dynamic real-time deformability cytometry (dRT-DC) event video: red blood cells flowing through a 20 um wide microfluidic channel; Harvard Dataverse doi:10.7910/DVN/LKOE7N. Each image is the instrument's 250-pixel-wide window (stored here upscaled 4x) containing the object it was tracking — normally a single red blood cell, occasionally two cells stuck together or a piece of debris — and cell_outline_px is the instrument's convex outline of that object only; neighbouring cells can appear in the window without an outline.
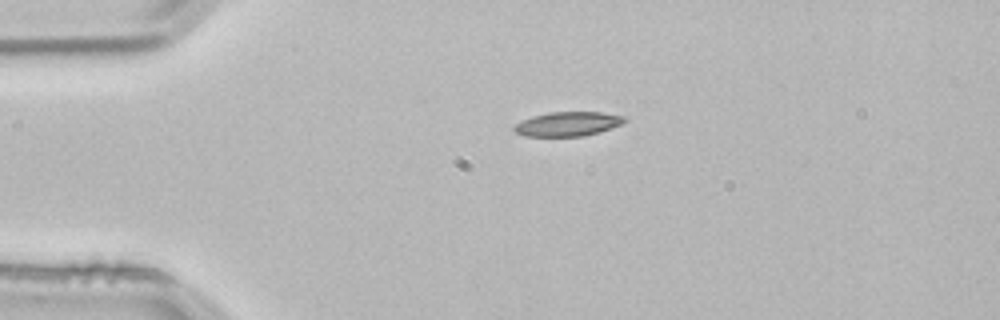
{"species": "common noctule bat (a hibernating species)", "species_latin": "Nyctalus noctula", "temperature_condition": "room temperature", "stored_images_in_passage": 2, "camera_frame_rate_fps": 3000, "um_per_image_px": 0.085, "animal": {"sex": "male", "body_mass_g": 21.5, "forearm_length_mm": 52.0}, "frame": {"image": 1, "passage_image": 1, "time_ms": 0.0, "image_size_px": [1000, 320], "cell_outline_px": [[628, 120], [612, 128], [600, 132], [584, 136], [524, 136], [516, 132], [512, 128], [520, 120], [532, 116], [548, 112], [600, 112], [624, 116]], "centroid_in_image_um": [48.25, 10.53], "position_along_channel_um": 36.7, "area_um2": 15.72}}